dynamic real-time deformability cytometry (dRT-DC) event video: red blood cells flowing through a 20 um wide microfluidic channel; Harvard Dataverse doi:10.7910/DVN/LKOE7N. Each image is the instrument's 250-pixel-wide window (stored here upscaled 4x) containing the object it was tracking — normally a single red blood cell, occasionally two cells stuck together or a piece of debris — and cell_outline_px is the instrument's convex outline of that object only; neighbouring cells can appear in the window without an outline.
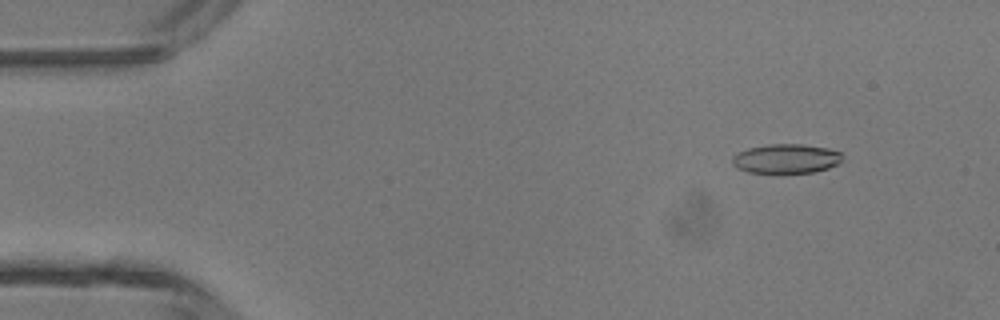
{"species": "common noctule bat (a hibernating species)", "species_latin": "Nyctalus noctula", "temperature_condition": "room temperature", "stored_images_in_passage": 12, "camera_frame_rate_fps": 3000, "um_per_image_px": 0.085, "animal": {"sex": "male", "body_mass_g": 13.3}, "frame": {"image": 1, "passage_image": 4, "time_ms": 1.0, "image_size_px": [1000, 320], "cell_outline_px": [[844, 160], [840, 164], [816, 172], [784, 176], [748, 172], [736, 168], [732, 164], [732, 156], [736, 152], [748, 148], [768, 144], [804, 144], [828, 148], [840, 152], [844, 156]], "centroid_in_image_um": [66.83, 13.54], "position_along_channel_um": 18.2, "area_um2": 20.06}}